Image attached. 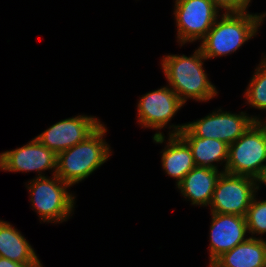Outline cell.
I'll use <instances>...</instances> for the list:
<instances>
[{"instance_id":"cell-1","label":"cell","mask_w":266,"mask_h":267,"mask_svg":"<svg viewBox=\"0 0 266 267\" xmlns=\"http://www.w3.org/2000/svg\"><path fill=\"white\" fill-rule=\"evenodd\" d=\"M162 69L169 87L185 104L187 99L208 101L217 96L215 85L208 80L203 68L207 60L198 48L192 56L167 55L162 58Z\"/></svg>"},{"instance_id":"cell-2","label":"cell","mask_w":266,"mask_h":267,"mask_svg":"<svg viewBox=\"0 0 266 267\" xmlns=\"http://www.w3.org/2000/svg\"><path fill=\"white\" fill-rule=\"evenodd\" d=\"M266 13L257 15L243 13H223L202 39L200 49L206 59L235 52L258 31Z\"/></svg>"},{"instance_id":"cell-3","label":"cell","mask_w":266,"mask_h":267,"mask_svg":"<svg viewBox=\"0 0 266 267\" xmlns=\"http://www.w3.org/2000/svg\"><path fill=\"white\" fill-rule=\"evenodd\" d=\"M107 132L101 124L82 142L57 154L56 175L70 186L88 178L104 164L111 149L103 136Z\"/></svg>"},{"instance_id":"cell-4","label":"cell","mask_w":266,"mask_h":267,"mask_svg":"<svg viewBox=\"0 0 266 267\" xmlns=\"http://www.w3.org/2000/svg\"><path fill=\"white\" fill-rule=\"evenodd\" d=\"M266 128L255 121L229 145L228 161L223 172L258 180L266 168Z\"/></svg>"},{"instance_id":"cell-5","label":"cell","mask_w":266,"mask_h":267,"mask_svg":"<svg viewBox=\"0 0 266 267\" xmlns=\"http://www.w3.org/2000/svg\"><path fill=\"white\" fill-rule=\"evenodd\" d=\"M32 207L43 222L61 223L71 216L75 197L68 192V183L62 181L56 174L52 178L39 177L28 181Z\"/></svg>"},{"instance_id":"cell-6","label":"cell","mask_w":266,"mask_h":267,"mask_svg":"<svg viewBox=\"0 0 266 267\" xmlns=\"http://www.w3.org/2000/svg\"><path fill=\"white\" fill-rule=\"evenodd\" d=\"M257 190L256 179L222 172L216 182L209 205L211 206V213L245 217Z\"/></svg>"},{"instance_id":"cell-7","label":"cell","mask_w":266,"mask_h":267,"mask_svg":"<svg viewBox=\"0 0 266 267\" xmlns=\"http://www.w3.org/2000/svg\"><path fill=\"white\" fill-rule=\"evenodd\" d=\"M174 15L180 46L202 40L220 18L211 0H175Z\"/></svg>"},{"instance_id":"cell-8","label":"cell","mask_w":266,"mask_h":267,"mask_svg":"<svg viewBox=\"0 0 266 267\" xmlns=\"http://www.w3.org/2000/svg\"><path fill=\"white\" fill-rule=\"evenodd\" d=\"M259 117L222 111L221 109L186 124V127L197 137L218 139L230 145L234 143Z\"/></svg>"},{"instance_id":"cell-9","label":"cell","mask_w":266,"mask_h":267,"mask_svg":"<svg viewBox=\"0 0 266 267\" xmlns=\"http://www.w3.org/2000/svg\"><path fill=\"white\" fill-rule=\"evenodd\" d=\"M101 124L94 116L78 115L53 124L36 139L58 154L85 140Z\"/></svg>"},{"instance_id":"cell-10","label":"cell","mask_w":266,"mask_h":267,"mask_svg":"<svg viewBox=\"0 0 266 267\" xmlns=\"http://www.w3.org/2000/svg\"><path fill=\"white\" fill-rule=\"evenodd\" d=\"M57 154L42 145L36 137L28 144L0 154V170L9 172H38L39 177H45L42 171L52 170L56 174Z\"/></svg>"},{"instance_id":"cell-11","label":"cell","mask_w":266,"mask_h":267,"mask_svg":"<svg viewBox=\"0 0 266 267\" xmlns=\"http://www.w3.org/2000/svg\"><path fill=\"white\" fill-rule=\"evenodd\" d=\"M184 104L169 87L143 95L137 105L138 122L145 128L160 130L171 121Z\"/></svg>"},{"instance_id":"cell-12","label":"cell","mask_w":266,"mask_h":267,"mask_svg":"<svg viewBox=\"0 0 266 267\" xmlns=\"http://www.w3.org/2000/svg\"><path fill=\"white\" fill-rule=\"evenodd\" d=\"M210 262L209 266L223 253L244 242L248 227L244 216L211 213Z\"/></svg>"},{"instance_id":"cell-13","label":"cell","mask_w":266,"mask_h":267,"mask_svg":"<svg viewBox=\"0 0 266 267\" xmlns=\"http://www.w3.org/2000/svg\"><path fill=\"white\" fill-rule=\"evenodd\" d=\"M173 128L169 135H179L191 148L196 167H208L218 170L215 162L225 163L226 168L228 161L229 145L218 139L201 138L195 136L186 124L170 125ZM171 132V133H170Z\"/></svg>"},{"instance_id":"cell-14","label":"cell","mask_w":266,"mask_h":267,"mask_svg":"<svg viewBox=\"0 0 266 267\" xmlns=\"http://www.w3.org/2000/svg\"><path fill=\"white\" fill-rule=\"evenodd\" d=\"M222 172L208 167H194L176 186L184 198L191 200L192 205L208 206Z\"/></svg>"},{"instance_id":"cell-15","label":"cell","mask_w":266,"mask_h":267,"mask_svg":"<svg viewBox=\"0 0 266 267\" xmlns=\"http://www.w3.org/2000/svg\"><path fill=\"white\" fill-rule=\"evenodd\" d=\"M209 267H266V240L250 236L223 253Z\"/></svg>"},{"instance_id":"cell-16","label":"cell","mask_w":266,"mask_h":267,"mask_svg":"<svg viewBox=\"0 0 266 267\" xmlns=\"http://www.w3.org/2000/svg\"><path fill=\"white\" fill-rule=\"evenodd\" d=\"M0 257L11 261L43 267L34 249L21 232L0 220Z\"/></svg>"},{"instance_id":"cell-17","label":"cell","mask_w":266,"mask_h":267,"mask_svg":"<svg viewBox=\"0 0 266 267\" xmlns=\"http://www.w3.org/2000/svg\"><path fill=\"white\" fill-rule=\"evenodd\" d=\"M161 153L162 167L166 174L177 180V185L196 167L191 148L179 135H169Z\"/></svg>"},{"instance_id":"cell-18","label":"cell","mask_w":266,"mask_h":267,"mask_svg":"<svg viewBox=\"0 0 266 267\" xmlns=\"http://www.w3.org/2000/svg\"><path fill=\"white\" fill-rule=\"evenodd\" d=\"M247 104L266 110V57L261 59L244 94Z\"/></svg>"},{"instance_id":"cell-19","label":"cell","mask_w":266,"mask_h":267,"mask_svg":"<svg viewBox=\"0 0 266 267\" xmlns=\"http://www.w3.org/2000/svg\"><path fill=\"white\" fill-rule=\"evenodd\" d=\"M254 195L246 213V224L248 233L265 234L266 233V200L257 201Z\"/></svg>"},{"instance_id":"cell-20","label":"cell","mask_w":266,"mask_h":267,"mask_svg":"<svg viewBox=\"0 0 266 267\" xmlns=\"http://www.w3.org/2000/svg\"><path fill=\"white\" fill-rule=\"evenodd\" d=\"M218 10L224 13H243L248 9L251 0H211Z\"/></svg>"},{"instance_id":"cell-21","label":"cell","mask_w":266,"mask_h":267,"mask_svg":"<svg viewBox=\"0 0 266 267\" xmlns=\"http://www.w3.org/2000/svg\"><path fill=\"white\" fill-rule=\"evenodd\" d=\"M0 267H34L32 264H23L0 257Z\"/></svg>"},{"instance_id":"cell-22","label":"cell","mask_w":266,"mask_h":267,"mask_svg":"<svg viewBox=\"0 0 266 267\" xmlns=\"http://www.w3.org/2000/svg\"><path fill=\"white\" fill-rule=\"evenodd\" d=\"M257 183H258V190H259V183L261 184H265L266 185V168H265V170L263 171V173H262V175H261V177L257 180Z\"/></svg>"},{"instance_id":"cell-23","label":"cell","mask_w":266,"mask_h":267,"mask_svg":"<svg viewBox=\"0 0 266 267\" xmlns=\"http://www.w3.org/2000/svg\"><path fill=\"white\" fill-rule=\"evenodd\" d=\"M260 122L265 126V128H266V122L265 121H261L260 120Z\"/></svg>"}]
</instances>
